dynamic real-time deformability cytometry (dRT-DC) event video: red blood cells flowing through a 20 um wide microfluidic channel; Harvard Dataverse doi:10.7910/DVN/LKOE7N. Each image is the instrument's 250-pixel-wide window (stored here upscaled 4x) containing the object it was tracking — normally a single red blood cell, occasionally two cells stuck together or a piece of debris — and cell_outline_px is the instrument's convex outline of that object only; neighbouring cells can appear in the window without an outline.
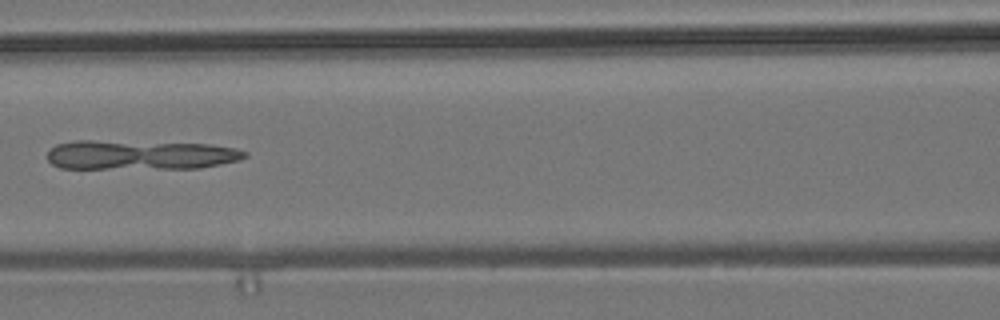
{"species": "common noctule bat (a hibernating species)", "species_latin": "Nyctalus noctula", "temperature_condition": "room temperature", "stored_images_in_passage": 5, "camera_frame_rate_fps": 3000, "um_per_image_px": 0.085, "animal": {"sex": "male", "body_mass_g": 19.2, "forearm_length_mm": 51.8}, "frame": {"image": 1, "passage_image": 5, "time_ms": 5.333, "image_size_px": [1000, 320], "cell_outline_px": [[248, 156], [240, 160], [200, 168], [60, 168], [52, 164], [48, 160], [48, 152], [56, 144], [76, 140], [92, 140], [208, 144], [236, 148], [248, 152]], "centroid_in_image_um": [11.93, 13.16], "position_along_channel_um": 154.7, "area_um2": 33.93}}